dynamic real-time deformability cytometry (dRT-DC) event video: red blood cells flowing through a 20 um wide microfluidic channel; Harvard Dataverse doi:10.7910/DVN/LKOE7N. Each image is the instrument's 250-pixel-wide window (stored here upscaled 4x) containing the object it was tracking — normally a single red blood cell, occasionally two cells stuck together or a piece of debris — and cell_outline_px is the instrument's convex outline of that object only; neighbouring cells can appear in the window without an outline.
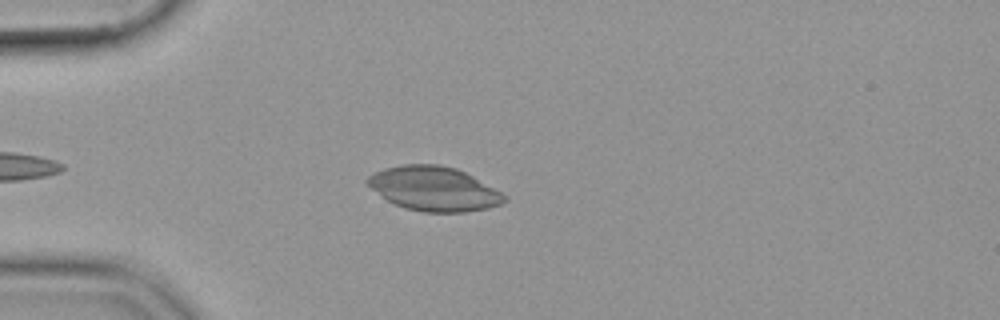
{"species": "common noctule bat (a hibernating species)", "species_latin": "Nyctalus noctula", "temperature_condition": "cold", "stored_images_in_passage": 47, "camera_frame_rate_fps": 3000, "um_per_image_px": 0.085, "animal": {"sex": "female", "body_mass_g": 19.9}, "frame": {"image": 1, "passage_image": 8, "time_ms": 2.333, "image_size_px": [1000, 320], "cell_outline_px": [[508, 200], [500, 204], [488, 208], [464, 212], [424, 212], [404, 208], [388, 200], [372, 188], [364, 180], [368, 176], [384, 168], [404, 164], [440, 164], [456, 168], [472, 176], [500, 192]], "centroid_in_image_um": [36.87, 16.04], "position_along_channel_um": 48.1, "area_um2": 34.91}}
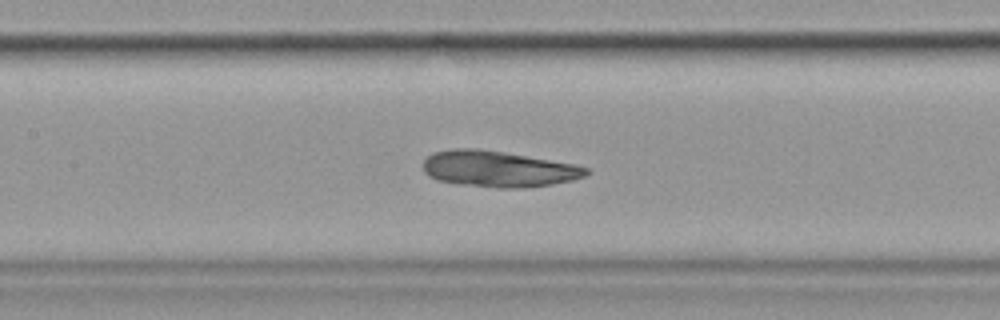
{"frame": {"image": 2, "passage_image": 19, "time_ms": 6.0, "image_size_px": [1000, 320], "cell_outline_px": [[592, 172], [584, 176], [572, 180], [552, 184], [520, 188], [500, 188], [460, 184], [436, 180], [428, 176], [424, 172], [424, 160], [432, 152], [452, 148], [476, 148], [504, 152], [572, 164], [588, 168]], "centroid_in_image_um": [42.31, 14.36], "position_along_channel_um": 165.1, "area_um2": 34.16}}
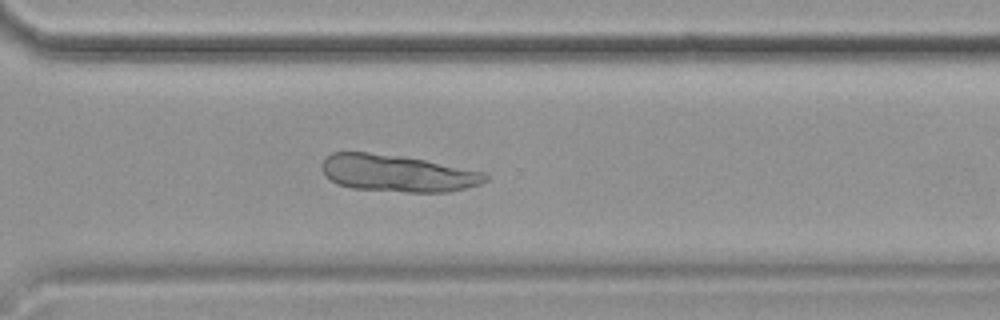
{"frame": {"image": 3, "passage_image": 33, "time_ms": 10.667, "image_size_px": [1000, 320], "cell_outline_px": [[488, 180], [480, 184], [448, 192], [408, 192], [352, 188], [336, 184], [324, 176], [320, 168], [324, 160], [332, 152], [368, 152], [404, 156], [484, 172], [488, 176]], "centroid_in_image_um": [33.73, 14.73], "position_along_channel_um": 336.9, "area_um2": 35.26}}